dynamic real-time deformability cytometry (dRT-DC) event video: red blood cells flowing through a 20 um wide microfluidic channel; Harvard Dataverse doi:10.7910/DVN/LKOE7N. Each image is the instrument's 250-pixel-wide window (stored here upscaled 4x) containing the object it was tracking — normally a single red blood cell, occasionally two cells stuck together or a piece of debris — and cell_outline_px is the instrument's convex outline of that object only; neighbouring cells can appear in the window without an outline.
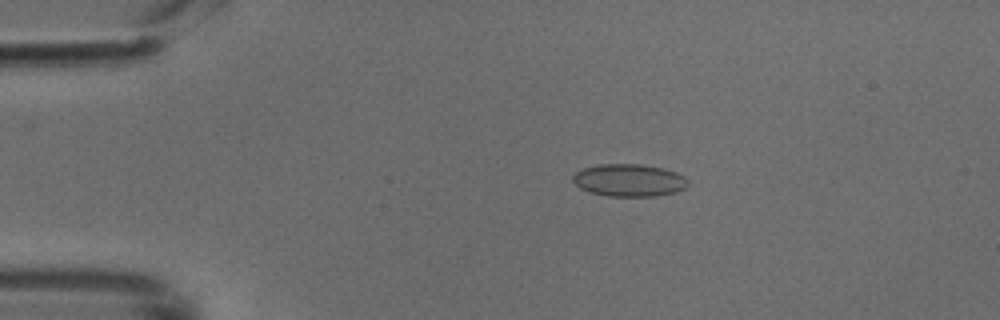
{"species": "common noctule bat (a hibernating species)", "species_latin": "Nyctalus noctula", "temperature_condition": "cold", "stored_images_in_passage": 14, "camera_frame_rate_fps": 3000, "um_per_image_px": 0.085, "animal": {"sex": "male", "body_mass_g": 18.8}, "frame": {"image": 1, "passage_image": 6, "time_ms": 1.667, "image_size_px": [1000, 320], "cell_outline_px": [[688, 184], [684, 188], [676, 192], [656, 196], [608, 196], [592, 192], [580, 188], [572, 180], [572, 176], [576, 172], [584, 168], [600, 164], [640, 164], [664, 168], [676, 172], [684, 176], [688, 180]], "centroid_in_image_um": [53.49, 15.32], "position_along_channel_um": 31.5, "area_um2": 21.73}}
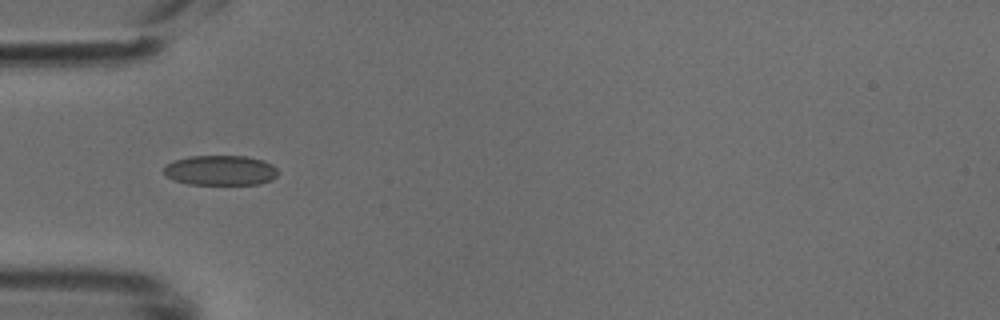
{"frame": {"image": 2, "passage_image": 12, "time_ms": 3.667, "image_size_px": [1000, 320], "cell_outline_px": [[276, 176], [272, 180], [260, 184], [188, 184], [176, 180], [168, 176], [164, 172], [164, 168], [168, 164], [176, 160], [188, 156], [244, 156], [264, 160], [272, 164], [276, 168]], "centroid_in_image_um": [18.78, 14.48], "position_along_channel_um": 66.2, "area_um2": 19.77}}